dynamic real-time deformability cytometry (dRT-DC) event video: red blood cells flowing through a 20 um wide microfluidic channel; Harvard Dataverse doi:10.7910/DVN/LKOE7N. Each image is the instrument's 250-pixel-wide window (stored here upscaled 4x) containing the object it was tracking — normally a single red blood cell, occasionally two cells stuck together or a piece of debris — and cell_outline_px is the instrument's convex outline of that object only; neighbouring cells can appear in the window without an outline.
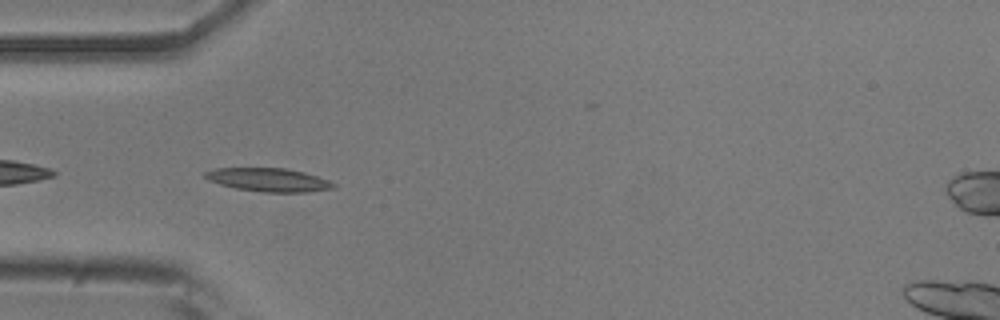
{"species": "common noctule bat (a hibernating species)", "species_latin": "Nyctalus noctula", "temperature_condition": "room temperature", "stored_images_in_passage": 40, "camera_frame_rate_fps": 3000, "um_per_image_px": 0.085, "animal": {"sex": "male", "body_mass_g": 20.5, "forearm_length_mm": 52.5}, "frame": {"image": 1, "passage_image": 2, "time_ms": 0.333, "image_size_px": [1000, 320], "cell_outline_px": [[336, 188], [308, 192], [264, 192], [236, 188], [220, 184], [208, 180], [204, 176], [204, 172], [216, 168], [284, 168], [304, 172], [328, 180], [336, 184]], "centroid_in_image_um": [22.84, 15.28], "position_along_channel_um": 62.2, "area_um2": 17.46}}
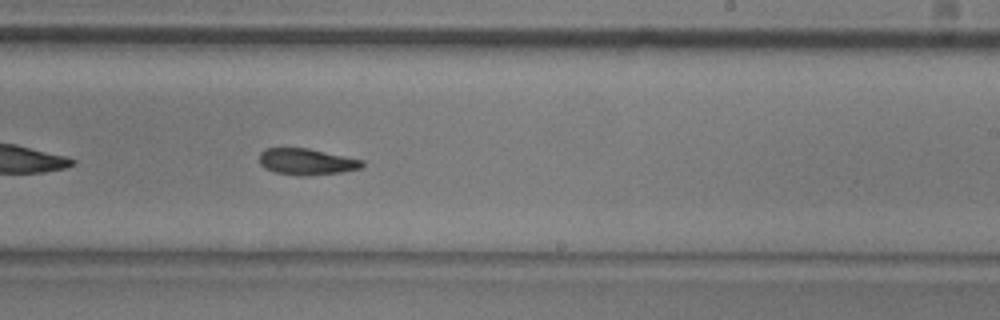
{"frame": {"image": 2, "passage_image": 18, "time_ms": 5.667, "image_size_px": [1000, 320], "cell_outline_px": [[364, 164], [360, 168], [340, 172], [308, 176], [296, 176], [272, 172], [264, 168], [260, 164], [260, 152], [264, 148], [308, 148], [364, 160]], "centroid_in_image_um": [26.02, 13.75], "position_along_channel_um": 263.0, "area_um2": 15.95}}
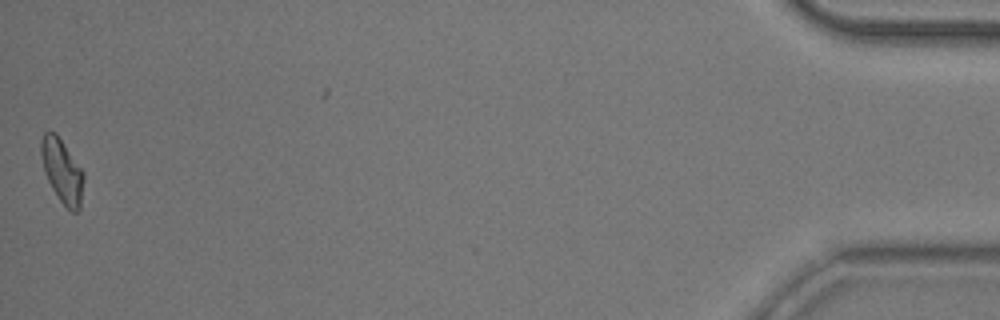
{"frame": {"image": 3, "passage_image": 39, "time_ms": 12.667, "image_size_px": [1000, 320], "cell_outline_px": [[84, 180], [80, 208], [76, 212], [72, 212], [60, 200], [52, 188], [44, 172], [40, 156], [40, 140], [44, 132], [56, 132], [84, 172]], "centroid_in_image_um": [5.27, 14.51], "position_along_channel_um": 429.9, "area_um2": 15.9}, "authors_computed_cell_mechanics": {"area_um2": 15.9528, "velocity_mm_per_s": 3.7792, "shape_relaxation_time_tau1_ms": 10.3451, "shape_relaxation_time_tau2_ms": 11.0992, "deformation_change_tau1": 0.2245, "deformation_change_tau2": 0.1959}}